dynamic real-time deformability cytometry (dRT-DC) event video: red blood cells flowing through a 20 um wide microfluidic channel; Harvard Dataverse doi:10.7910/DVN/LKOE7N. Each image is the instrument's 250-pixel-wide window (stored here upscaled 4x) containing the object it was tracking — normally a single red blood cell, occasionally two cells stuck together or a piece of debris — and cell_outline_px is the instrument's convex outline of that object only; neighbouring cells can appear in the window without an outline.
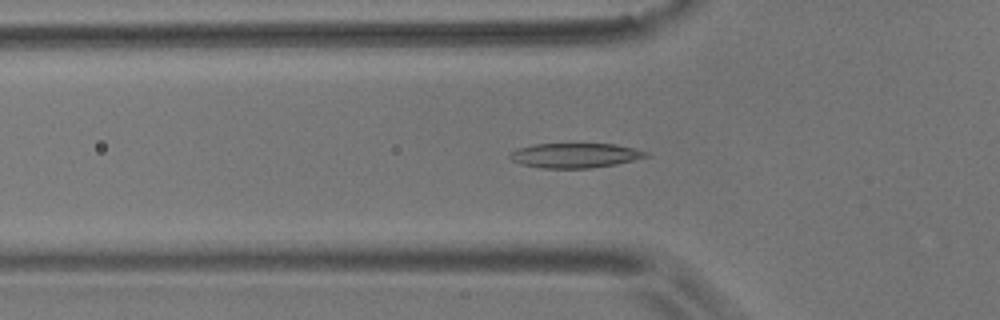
{"species": "common noctule bat (a hibernating species)", "species_latin": "Nyctalus noctula", "temperature_condition": "room temperature", "stored_images_in_passage": 55, "camera_frame_rate_fps": 3000, "um_per_image_px": 0.085, "animal": {"sex": "male", "body_mass_g": 17.9}, "frame": {"image": 1, "passage_image": 18, "time_ms": 5.667, "image_size_px": [1000, 320], "cell_outline_px": [[652, 156], [616, 164], [592, 168], [540, 168], [520, 164], [512, 160], [508, 156], [508, 152], [516, 148], [532, 144], [616, 144], [648, 152]], "centroid_in_image_um": [48.84, 13.21], "position_along_channel_um": 77.0, "area_um2": 19.83}}
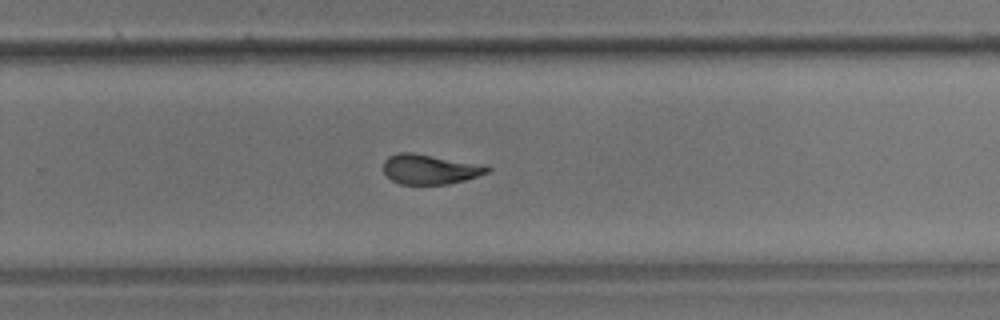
{"frame": {"image": 2, "passage_image": 36, "time_ms": 11.667, "image_size_px": [1000, 320], "cell_outline_px": [[492, 168], [488, 172], [464, 180], [448, 184], [400, 184], [392, 180], [384, 172], [384, 160], [388, 156], [400, 152], [412, 152], [488, 164]], "centroid_in_image_um": [36.59, 14.36], "position_along_channel_um": 293.2, "area_um2": 18.32}}
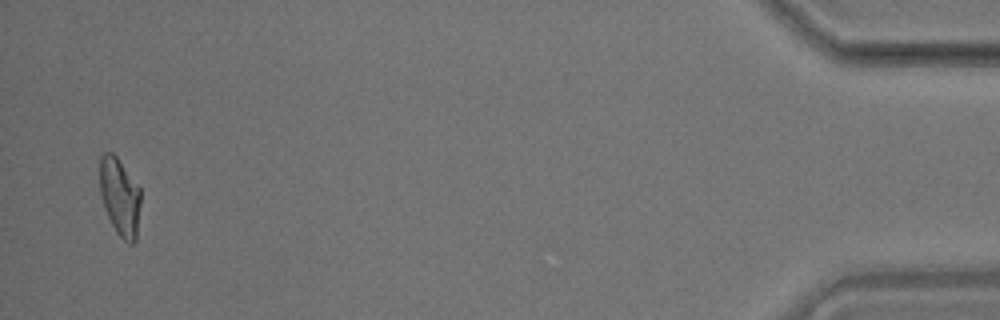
{"frame": {"image": 3, "passage_image": 54, "time_ms": 17.667, "image_size_px": [1000, 320], "cell_outline_px": [[140, 204], [136, 240], [132, 244], [128, 244], [116, 232], [104, 208], [100, 192], [100, 156], [104, 152], [112, 152], [116, 156], [140, 188]], "centroid_in_image_um": [10.18, 16.73], "position_along_channel_um": 425.0, "area_um2": 18.44}, "authors_computed_cell_mechanics": {"area_um2": 19.0162, "velocity_mm_per_s": 3.6042, "shape_relaxation_time_tau1_ms": 7.4756, "shape_relaxation_time_tau2_ms": 2.6838, "deformation_change_tau1": 0.2288, "deformation_change_tau2": 0.0867}}